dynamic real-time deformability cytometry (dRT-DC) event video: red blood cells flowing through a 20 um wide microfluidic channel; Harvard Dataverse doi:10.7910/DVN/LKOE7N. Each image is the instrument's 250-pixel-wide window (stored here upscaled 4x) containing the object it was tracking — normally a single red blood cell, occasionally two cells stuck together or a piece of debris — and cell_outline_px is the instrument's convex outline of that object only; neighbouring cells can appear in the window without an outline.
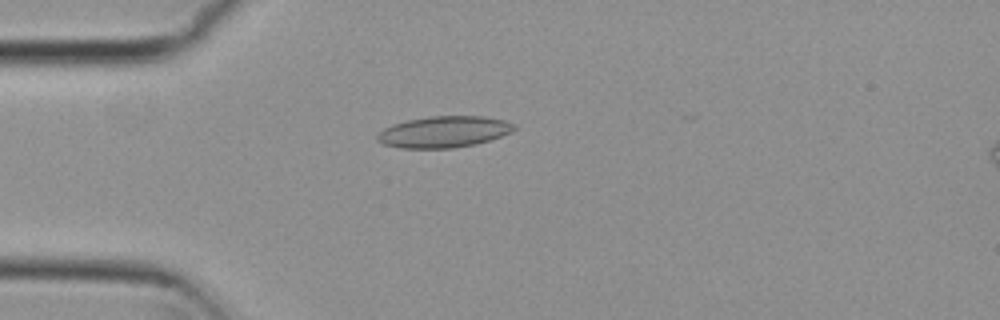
{"species": "common noctule bat (a hibernating species)", "species_latin": "Nyctalus noctula", "temperature_condition": "cold", "stored_images_in_passage": 8, "camera_frame_rate_fps": 3000, "um_per_image_px": 0.085, "animal": {"sex": "female", "body_mass_g": 29.2, "forearm_length_mm": 56.3}, "frame": {"image": 1, "passage_image": 5, "time_ms": 1.333, "image_size_px": [1000, 320], "cell_outline_px": [[516, 128], [512, 132], [476, 144], [452, 148], [400, 148], [384, 144], [376, 140], [376, 136], [384, 128], [392, 124], [408, 120], [428, 116], [484, 116], [504, 120], [516, 124]], "centroid_in_image_um": [37.73, 11.2], "position_along_channel_um": 47.3, "area_um2": 25.03}}
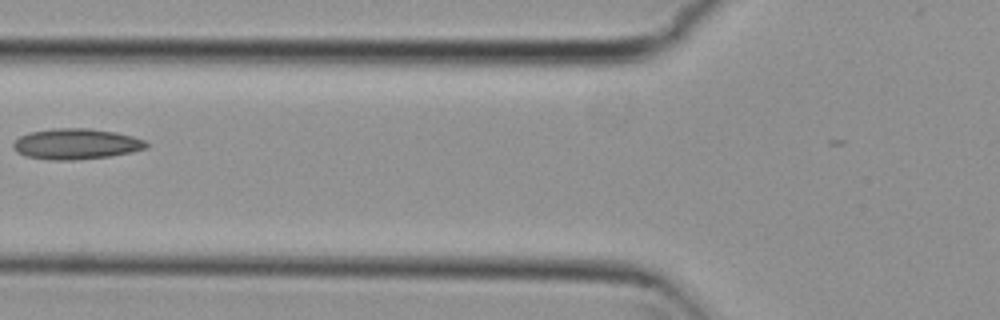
{"frame": {"image": 2, "passage_image": 7, "time_ms": 2.0, "image_size_px": [1000, 320], "cell_outline_px": [[148, 148], [132, 152], [108, 156], [72, 160], [52, 160], [28, 156], [16, 152], [12, 148], [12, 144], [20, 136], [28, 132], [56, 128], [88, 128], [116, 132], [132, 136], [144, 140], [148, 144]], "centroid_in_image_um": [6.46, 12.23], "position_along_channel_um": 119.3, "area_um2": 23.76}}
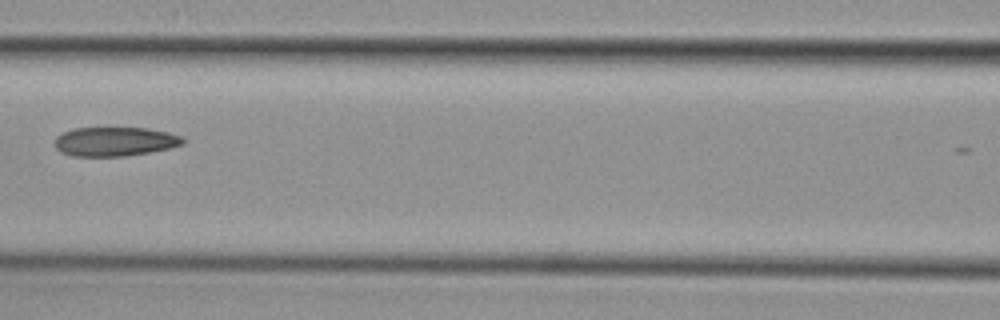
{"frame": {"image": 3, "passage_image": 8, "time_ms": 2.333, "image_size_px": [1000, 320], "cell_outline_px": [[184, 144], [168, 148], [148, 152], [124, 156], [72, 156], [60, 152], [56, 148], [56, 136], [72, 128], [148, 128], [168, 132], [184, 136]], "centroid_in_image_um": [9.77, 12.02], "position_along_channel_um": 156.8, "area_um2": 21.73}}